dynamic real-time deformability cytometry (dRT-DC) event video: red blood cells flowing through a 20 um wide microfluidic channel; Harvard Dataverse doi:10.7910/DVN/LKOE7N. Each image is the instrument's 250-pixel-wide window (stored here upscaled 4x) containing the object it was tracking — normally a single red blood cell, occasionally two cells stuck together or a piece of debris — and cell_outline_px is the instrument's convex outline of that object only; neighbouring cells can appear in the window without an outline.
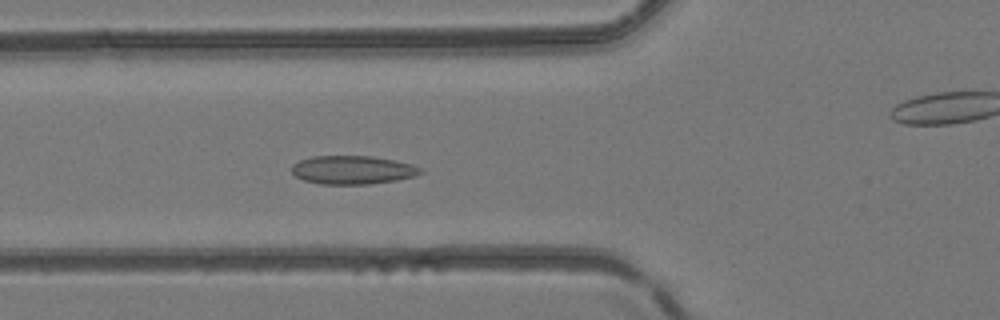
{"species": "common noctule bat (a hibernating species)", "species_latin": "Nyctalus noctula", "temperature_condition": "room temperature", "stored_images_in_passage": 32, "camera_frame_rate_fps": 3000, "um_per_image_px": 0.085, "animal": {"sex": "female", "body_mass_g": 24.6, "forearm_length_mm": 56.2}, "frame": {"image": 1, "passage_image": 13, "time_ms": 4.0, "image_size_px": [1000, 320], "cell_outline_px": [[424, 172], [416, 176], [396, 180], [368, 184], [320, 184], [304, 180], [296, 176], [292, 172], [292, 164], [300, 160], [312, 156], [372, 156], [412, 164], [424, 168]], "centroid_in_image_um": [30.0, 14.44], "position_along_channel_um": 95.8, "area_um2": 21.44}}
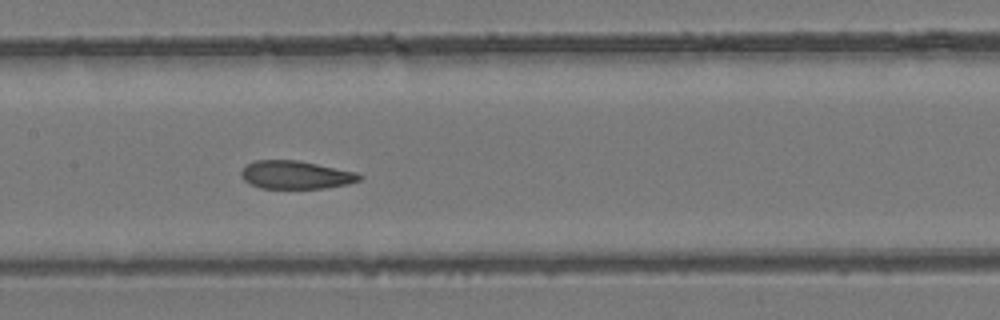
{"frame": {"image": 2, "passage_image": 19, "time_ms": 6.0, "image_size_px": [1000, 320], "cell_outline_px": [[364, 176], [360, 180], [348, 184], [324, 188], [260, 188], [244, 180], [240, 176], [240, 172], [248, 164], [256, 160], [296, 160], [356, 172]], "centroid_in_image_um": [25.14, 14.87], "position_along_channel_um": 182.3, "area_um2": 19.19}}
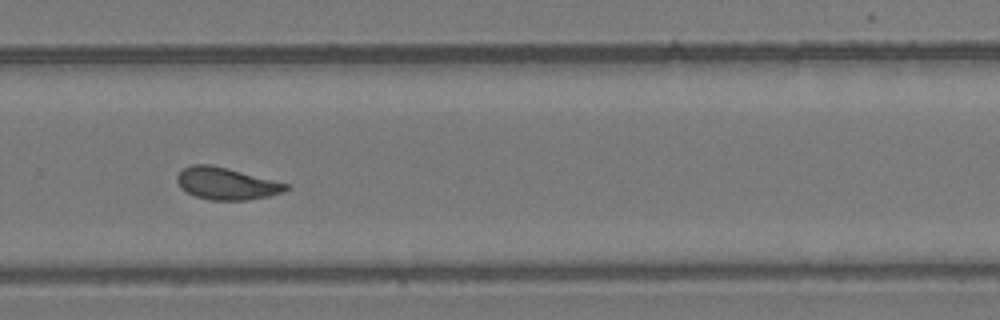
{"frame": {"image": 3, "passage_image": 28, "time_ms": 9.0, "image_size_px": [1000, 320], "cell_outline_px": [[292, 188], [284, 192], [268, 196], [244, 200], [212, 200], [196, 196], [180, 188], [176, 180], [176, 176], [184, 168], [192, 164], [212, 164], [228, 168], [288, 184]], "centroid_in_image_um": [19.24, 15.59], "position_along_channel_um": 310.6, "area_um2": 20.29}}